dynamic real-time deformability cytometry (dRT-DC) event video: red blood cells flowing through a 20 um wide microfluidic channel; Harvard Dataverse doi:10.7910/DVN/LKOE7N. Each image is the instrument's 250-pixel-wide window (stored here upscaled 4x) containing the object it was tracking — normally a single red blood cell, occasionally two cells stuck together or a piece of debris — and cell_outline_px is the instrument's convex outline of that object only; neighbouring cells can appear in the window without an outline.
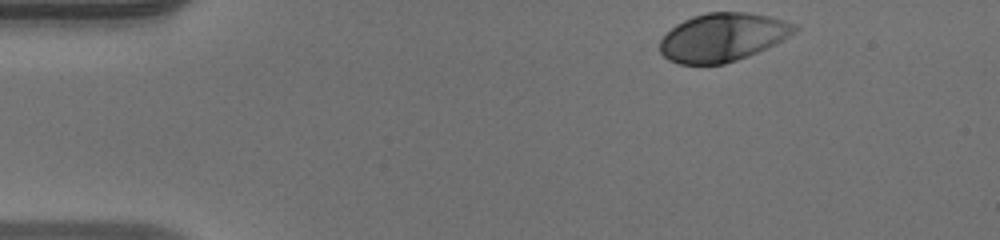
{"species": "human", "species_latin": "Homo sapiens", "temperature_condition": "warm", "stored_images_in_passage": 36, "camera_frame_rate_fps": 3000, "um_per_image_px": 0.085, "donor": {"sex": "male"}, "frame": {"image": 1, "passage_image": 1, "time_ms": 0.0, "image_size_px": [1000, 240], "cell_outline_px": [[800, 28], [796, 32], [776, 44], [736, 60], [724, 64], [680, 64], [668, 60], [660, 52], [660, 40], [676, 24], [692, 16], [708, 12], [748, 12], [768, 16], [784, 20], [796, 24]], "centroid_in_image_um": [61.44, 3.16], "position_along_channel_um": 23.6, "area_um2": 37.86}}
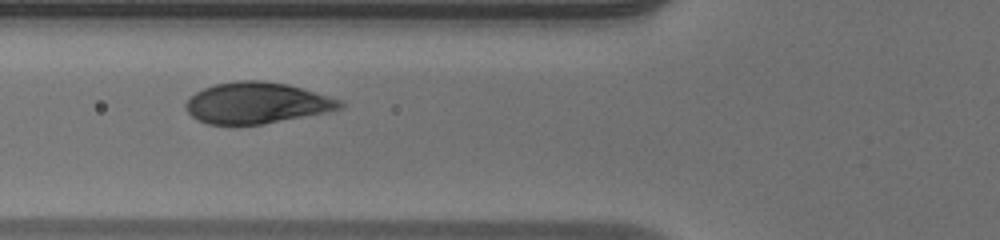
{"frame": {"image": 2, "passage_image": 13, "time_ms": 4.0, "image_size_px": [1000, 240], "cell_outline_px": [[344, 108], [328, 112], [260, 124], [208, 124], [196, 120], [184, 108], [184, 104], [196, 92], [204, 88], [216, 84], [236, 80], [260, 80], [288, 84], [328, 96], [340, 100], [344, 104]], "centroid_in_image_um": [21.81, 8.75], "position_along_channel_um": 104.0, "area_um2": 36.82}}
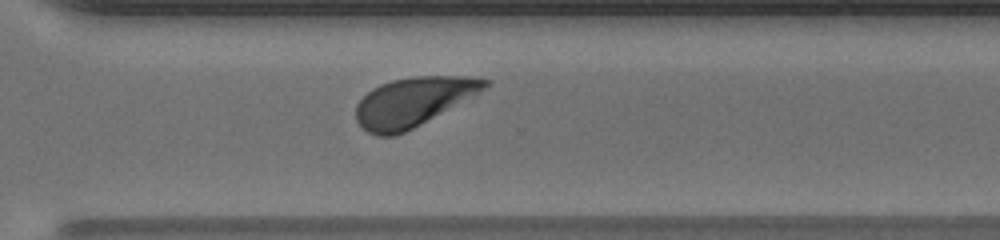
{"frame": {"image": 3, "passage_image": 30, "time_ms": 9.667, "image_size_px": [1000, 240], "cell_outline_px": [[492, 84], [420, 124], [404, 132], [392, 136], [376, 136], [368, 132], [356, 120], [356, 104], [372, 88], [380, 84], [392, 80], [412, 76], [464, 76], [492, 80]], "centroid_in_image_um": [35.08, 8.64], "position_along_channel_um": 335.5, "area_um2": 36.13}, "authors_computed_cell_mechanics": {"area_um2": 37.3966, "velocity_mm_per_s": 4.0843, "shape_relaxation_time_tau1_ms": 1.7345, "shape_relaxation_time_tau2_ms": null, "deformation_change_tau1": 0.1459, "deformation_change_tau2": null}}